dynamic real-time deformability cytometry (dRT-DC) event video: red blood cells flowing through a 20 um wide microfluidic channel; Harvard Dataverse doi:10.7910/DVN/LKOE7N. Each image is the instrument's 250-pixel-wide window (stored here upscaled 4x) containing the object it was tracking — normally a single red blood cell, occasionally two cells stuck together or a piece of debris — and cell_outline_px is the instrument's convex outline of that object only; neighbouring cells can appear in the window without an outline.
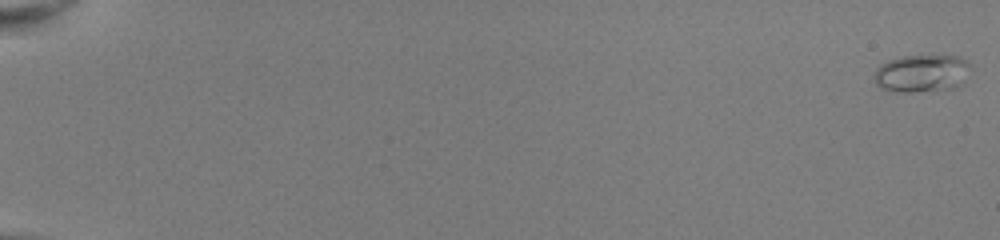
{"species": "common noctule bat (a hibernating species)", "species_latin": "Nyctalus noctula", "temperature_condition": "room temperature", "stored_images_in_passage": 51, "camera_frame_rate_fps": 3000, "um_per_image_px": 0.085, "animal": {"sex": "female", "body_mass_g": 22.0, "forearm_length_mm": 56.7}, "frame": {"image": 1, "passage_image": 1, "time_ms": 0.0, "image_size_px": [1000, 240], "cell_outline_px": [[968, 64], [964, 80], [956, 88], [912, 92], [896, 92], [880, 88], [876, 84], [872, 76], [876, 68], [880, 64], [888, 60], [900, 56], [960, 56], [968, 60]], "centroid_in_image_um": [78.27, 6.24], "position_along_channel_um": 6.7, "area_um2": 21.15}}
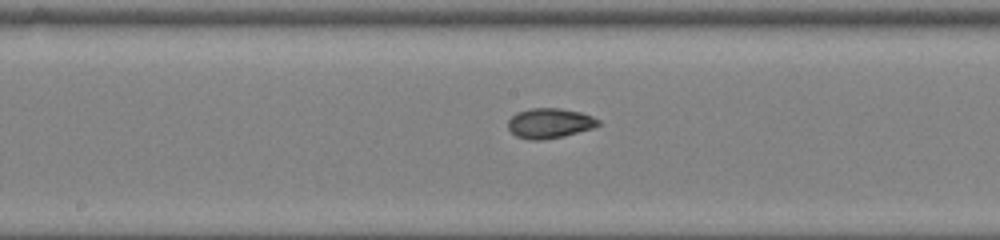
{"frame": {"image": 2, "passage_image": 31, "time_ms": 10.0, "image_size_px": [1000, 240], "cell_outline_px": [[600, 124], [592, 128], [564, 136], [540, 140], [528, 140], [516, 136], [508, 128], [508, 120], [516, 112], [532, 108], [560, 108], [580, 112], [592, 116], [600, 120]], "centroid_in_image_um": [46.7, 10.47], "position_along_channel_um": 201.5, "area_um2": 15.78}}
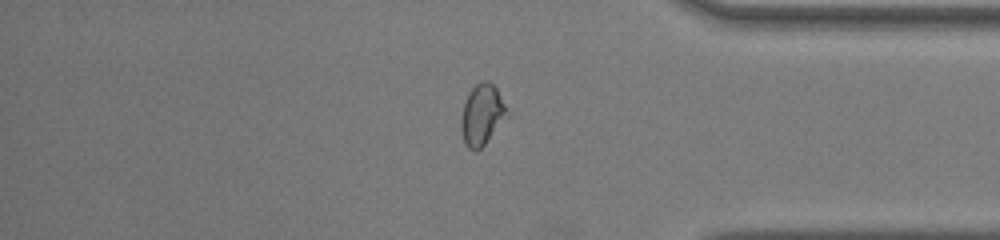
{"frame": {"image": 3, "passage_image": 46, "time_ms": 15.0, "image_size_px": [1000, 240], "cell_outline_px": [[508, 116], [484, 144], [476, 152], [468, 148], [464, 144], [460, 128], [460, 120], [464, 104], [468, 92], [480, 80], [488, 80], [496, 88], [508, 112]], "centroid_in_image_um": [40.94, 9.75], "position_along_channel_um": 394.3, "area_um2": 16.24}}